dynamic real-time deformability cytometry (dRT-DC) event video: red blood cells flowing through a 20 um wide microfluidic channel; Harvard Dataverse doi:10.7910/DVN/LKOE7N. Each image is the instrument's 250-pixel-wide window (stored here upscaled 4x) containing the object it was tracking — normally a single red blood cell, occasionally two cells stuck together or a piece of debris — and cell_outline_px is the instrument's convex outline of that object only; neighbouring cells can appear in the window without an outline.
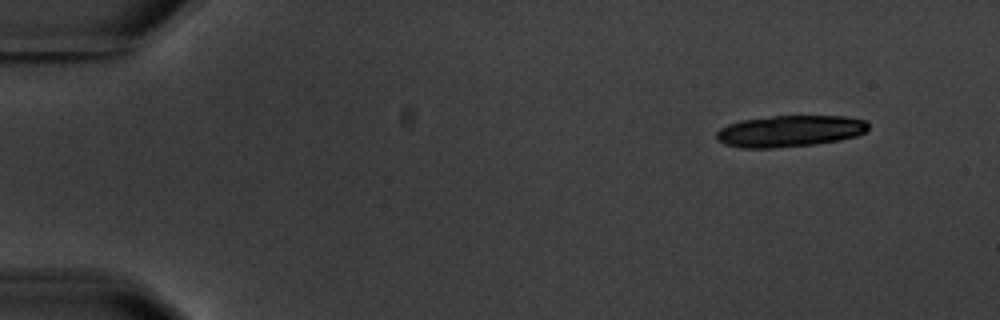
{"species": "common noctule bat (a hibernating species)", "species_latin": "Nyctalus noctula", "temperature_condition": "warm", "stored_images_in_passage": 5, "segment_of_instrument_passage": [1, 2], "camera_frame_rate_fps": 3000, "um_per_image_px": 0.085, "animal": {"sex": "male", "body_mass_g": 20.1, "forearm_length_mm": 53.5}, "frame": {"image": 1, "passage_image": 1, "time_ms": 0.0, "image_size_px": [1000, 320], "cell_outline_px": [[868, 128], [864, 132], [856, 136], [840, 140], [812, 144], [772, 148], [740, 148], [724, 144], [716, 140], [716, 132], [720, 128], [728, 124], [740, 120], [772, 116], [844, 116], [864, 120], [868, 124]], "centroid_in_image_um": [67.08, 11.14], "position_along_channel_um": 17.9, "area_um2": 27.86}}